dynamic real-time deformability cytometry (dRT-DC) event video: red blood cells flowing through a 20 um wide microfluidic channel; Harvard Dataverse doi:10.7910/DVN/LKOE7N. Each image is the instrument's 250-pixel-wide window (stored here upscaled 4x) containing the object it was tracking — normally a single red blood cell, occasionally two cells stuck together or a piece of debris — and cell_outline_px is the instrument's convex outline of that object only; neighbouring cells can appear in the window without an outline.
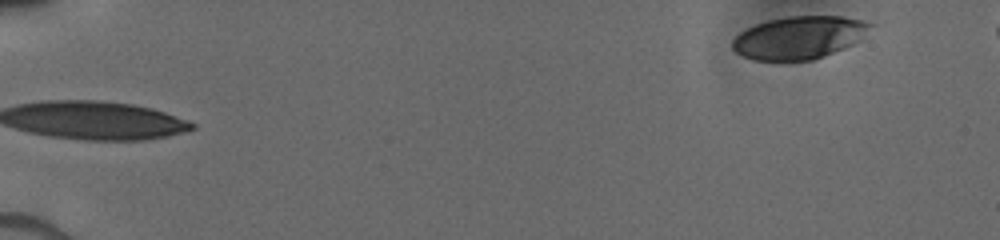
{"species": "human", "species_latin": "Homo sapiens", "temperature_condition": "cold", "stored_images_in_passage": 3, "segment_of_instrument_passage": [2, 2], "camera_frame_rate_fps": 3000, "um_per_image_px": 0.085, "donor": {"sex": "male"}, "frame": {"image": 1, "passage_image": 3, "time_ms": 2.0, "image_size_px": [1000, 240], "cell_outline_px": [[876, 24], [852, 44], [844, 48], [824, 56], [812, 60], [756, 60], [744, 56], [736, 52], [732, 48], [732, 40], [740, 32], [756, 24], [768, 20], [788, 16], [840, 16], [864, 20]], "centroid_in_image_um": [67.93, 3.18], "position_along_channel_um": 17.1, "area_um2": 34.1}}